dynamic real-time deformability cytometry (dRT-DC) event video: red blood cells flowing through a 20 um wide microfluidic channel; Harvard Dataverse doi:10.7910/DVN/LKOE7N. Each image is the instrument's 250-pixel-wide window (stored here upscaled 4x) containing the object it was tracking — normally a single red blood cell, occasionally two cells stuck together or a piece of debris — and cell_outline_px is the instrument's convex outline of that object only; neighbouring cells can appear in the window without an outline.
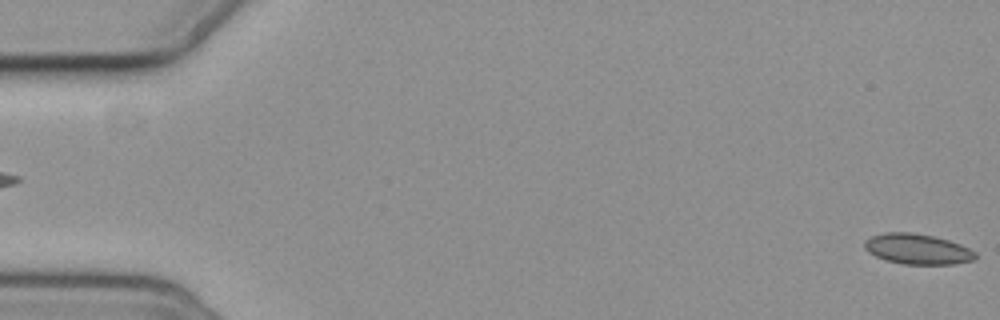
{"species": "common noctule bat (a hibernating species)", "species_latin": "Nyctalus noctula", "temperature_condition": "cold", "stored_images_in_passage": 6, "segment_of_instrument_passage": [2, 2], "camera_frame_rate_fps": 3000, "um_per_image_px": 0.085, "animal": {"sex": "female", "body_mass_g": 19.3, "forearm_length_mm": 54.1}, "frame": {"image": 1, "passage_image": 6, "time_ms": 5.667, "image_size_px": [1000, 320], "cell_outline_px": [[976, 260], [952, 264], [904, 264], [884, 260], [868, 252], [864, 248], [864, 240], [872, 236], [884, 232], [908, 232], [932, 236], [948, 240], [960, 244], [976, 252]], "centroid_in_image_um": [77.97, 21.17], "position_along_channel_um": 7.0, "area_um2": 19.65}}